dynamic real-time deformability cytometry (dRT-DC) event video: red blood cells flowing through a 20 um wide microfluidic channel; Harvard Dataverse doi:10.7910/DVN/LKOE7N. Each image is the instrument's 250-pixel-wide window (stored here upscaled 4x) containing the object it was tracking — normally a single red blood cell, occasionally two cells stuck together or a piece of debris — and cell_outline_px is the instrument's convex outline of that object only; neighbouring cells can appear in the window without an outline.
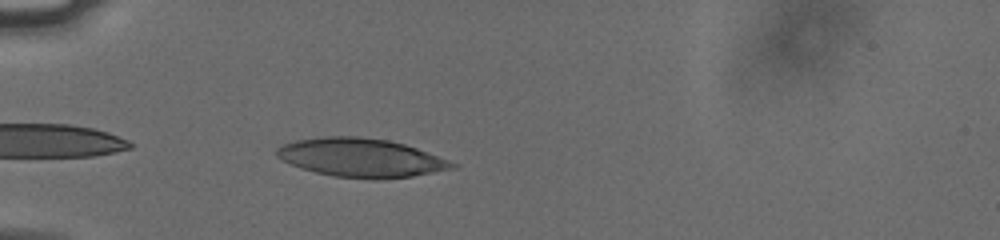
{"species": "human", "species_latin": "Homo sapiens", "temperature_condition": "cold", "stored_images_in_passage": 26, "camera_frame_rate_fps": 3000, "um_per_image_px": 0.085, "donor": {"sex": "male"}, "frame": {"image": 1, "passage_image": 2, "time_ms": 0.333, "image_size_px": [1000, 240], "cell_outline_px": [[460, 164], [456, 168], [412, 176], [380, 180], [372, 180], [336, 176], [316, 172], [300, 168], [280, 160], [276, 156], [276, 148], [284, 144], [296, 140], [324, 136], [360, 136], [388, 140], [404, 144], [416, 148]], "centroid_in_image_um": [30.68, 13.41], "position_along_channel_um": 54.3, "area_um2": 39.77}}
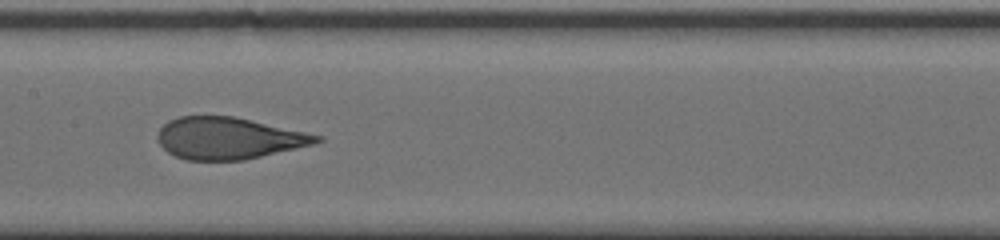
{"frame": {"image": 2, "passage_image": 14, "time_ms": 4.333, "image_size_px": [1000, 240], "cell_outline_px": [[324, 140], [312, 144], [296, 148], [244, 160], [188, 160], [176, 156], [168, 152], [160, 144], [156, 136], [160, 128], [168, 120], [180, 116], [232, 116], [324, 136]], "centroid_in_image_um": [19.41, 11.75], "position_along_channel_um": 188.0, "area_um2": 38.44}}
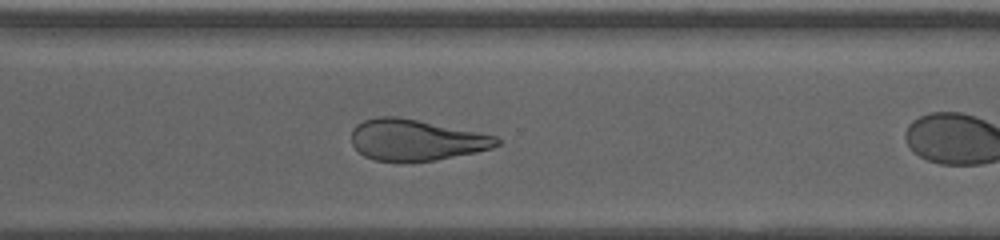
{"frame": {"image": 3, "passage_image": 22, "time_ms": 7.0, "image_size_px": [1000, 240], "cell_outline_px": [[500, 144], [492, 148], [432, 160], [404, 164], [400, 164], [376, 160], [364, 156], [352, 144], [352, 128], [356, 124], [364, 120], [380, 116], [396, 116], [496, 136], [500, 140]], "centroid_in_image_um": [35.28, 11.92], "position_along_channel_um": 335.3, "area_um2": 34.74}}